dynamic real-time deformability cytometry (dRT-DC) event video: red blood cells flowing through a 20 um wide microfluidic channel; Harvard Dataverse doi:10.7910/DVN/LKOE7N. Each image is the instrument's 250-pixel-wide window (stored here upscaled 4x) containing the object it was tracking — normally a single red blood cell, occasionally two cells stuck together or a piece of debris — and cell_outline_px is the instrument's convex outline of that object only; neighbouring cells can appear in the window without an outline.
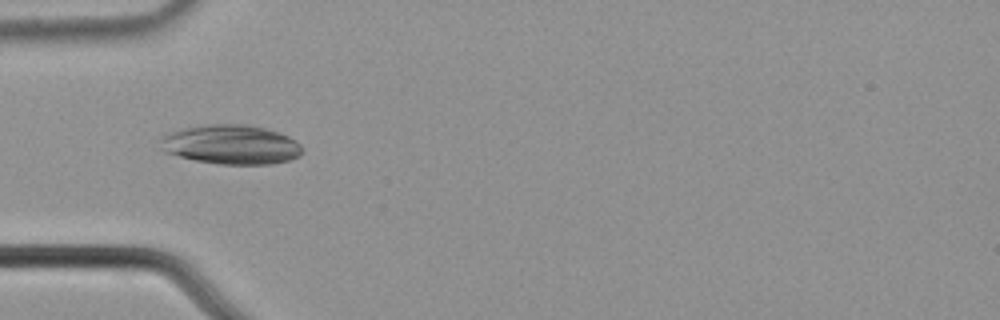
{"species": "common noctule bat (a hibernating species)", "species_latin": "Nyctalus noctula", "temperature_condition": "cold", "stored_images_in_passage": 56, "camera_frame_rate_fps": 3000, "um_per_image_px": 0.085, "animal": {"sex": "male", "body_mass_g": 21.5, "forearm_length_mm": 52.0}, "frame": {"image": 1, "passage_image": 18, "time_ms": 5.667, "image_size_px": [1000, 320], "cell_outline_px": [[304, 152], [300, 156], [288, 160], [272, 164], [220, 164], [196, 160], [164, 152], [160, 148], [160, 140], [168, 132], [180, 128], [204, 124], [244, 124], [264, 128], [288, 136], [296, 140], [304, 148]], "centroid_in_image_um": [19.64, 12.28], "position_along_channel_um": 65.4, "area_um2": 32.77}}
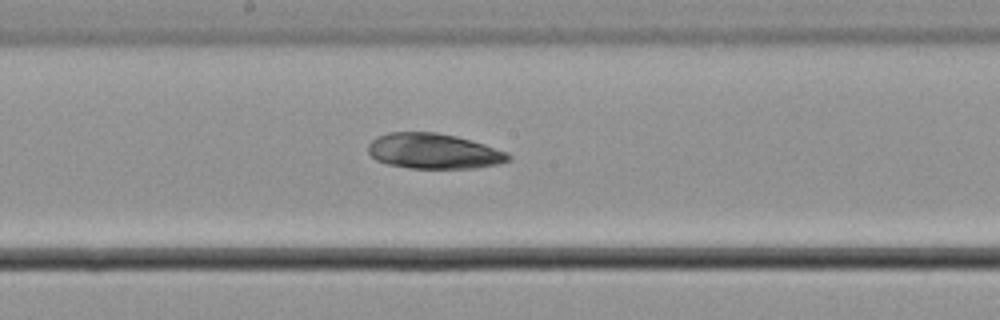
{"frame": {"image": 2, "passage_image": 30, "time_ms": 9.667, "image_size_px": [1000, 320], "cell_outline_px": [[512, 160], [500, 164], [476, 168], [408, 168], [388, 164], [376, 160], [368, 152], [368, 144], [376, 136], [388, 132], [436, 132], [456, 136], [484, 144], [508, 152], [512, 156]], "centroid_in_image_um": [36.88, 12.85], "position_along_channel_um": 211.3, "area_um2": 29.13}}
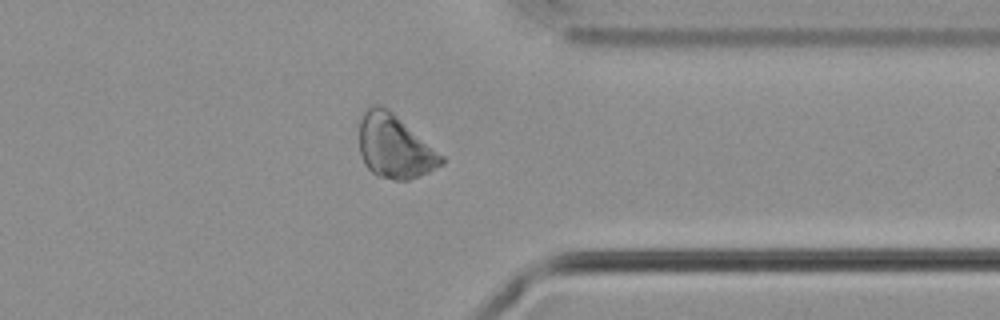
{"frame": {"image": 3, "passage_image": 44, "time_ms": 14.333, "image_size_px": [1000, 320], "cell_outline_px": [[444, 164], [420, 176], [408, 180], [392, 180], [376, 176], [364, 164], [360, 152], [360, 120], [364, 108], [372, 104], [380, 104], [388, 108], [444, 156]], "centroid_in_image_um": [33.53, 12.44], "position_along_channel_um": 377.9, "area_um2": 30.63}}